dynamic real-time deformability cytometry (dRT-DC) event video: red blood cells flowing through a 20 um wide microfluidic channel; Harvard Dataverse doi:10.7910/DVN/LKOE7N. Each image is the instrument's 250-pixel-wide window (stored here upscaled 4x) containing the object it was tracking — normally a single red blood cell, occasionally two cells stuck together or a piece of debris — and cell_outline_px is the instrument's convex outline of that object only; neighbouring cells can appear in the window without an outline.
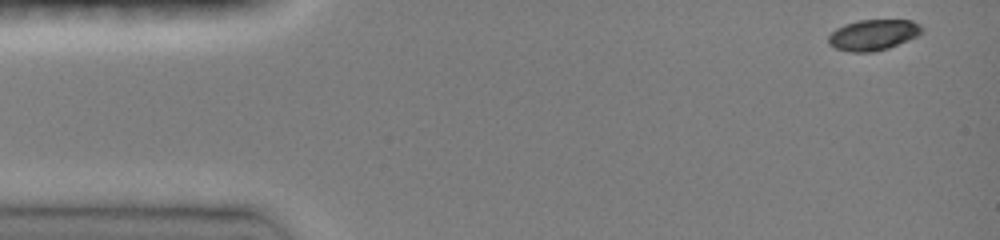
{"species": "common noctule bat (a hibernating species)", "species_latin": "Nyctalus noctula", "temperature_condition": "room temperature", "stored_images_in_passage": 42, "camera_frame_rate_fps": 3000, "um_per_image_px": 0.085, "animal": {"sex": "female", "body_mass_g": 19.0, "forearm_length_mm": 51.5}, "frame": {"image": 1, "passage_image": 1, "time_ms": 0.0, "image_size_px": [1000, 240], "cell_outline_px": [[924, 32], [908, 40], [888, 48], [872, 52], [852, 52], [836, 48], [828, 44], [828, 36], [836, 28], [844, 24], [860, 20], [912, 20], [920, 24], [924, 28]], "centroid_in_image_um": [74.24, 2.96], "position_along_channel_um": 10.8, "area_um2": 16.82}}
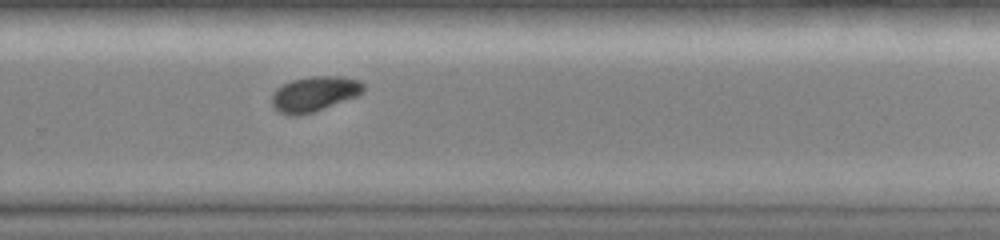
{"frame": {"image": 2, "passage_image": 30, "time_ms": 9.667, "image_size_px": [1000, 240], "cell_outline_px": [[364, 88], [356, 96], [324, 108], [300, 116], [288, 116], [276, 112], [272, 104], [272, 92], [276, 88], [292, 80], [308, 76], [340, 76], [360, 80], [364, 84]], "centroid_in_image_um": [26.66, 7.99], "position_along_channel_um": 303.1, "area_um2": 18.84}}
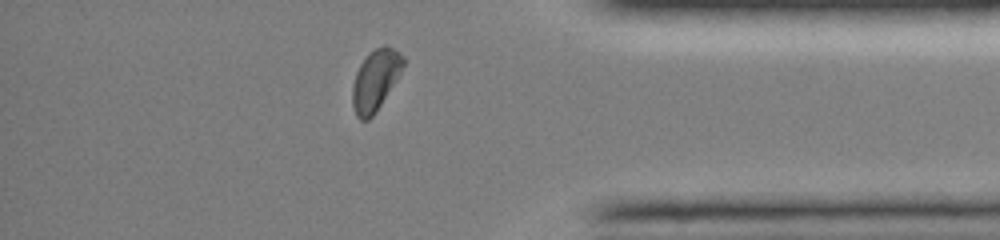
{"frame": {"image": 3, "passage_image": 38, "time_ms": 12.333, "image_size_px": [1000, 240], "cell_outline_px": [[404, 64], [396, 80], [376, 112], [368, 120], [360, 120], [356, 116], [352, 104], [352, 88], [356, 72], [360, 64], [368, 52], [384, 44], [388, 44], [400, 52], [404, 56]], "centroid_in_image_um": [31.9, 6.78], "position_along_channel_um": 403.3, "area_um2": 18.09}, "authors_computed_cell_mechanics": {"area_um2": 18.496, "velocity_mm_per_s": 4.1351, "shape_relaxation_time_tau1_ms": 3.0101, "shape_relaxation_time_tau2_ms": null, "deformation_change_tau1": 0.1279, "deformation_change_tau2": null}}